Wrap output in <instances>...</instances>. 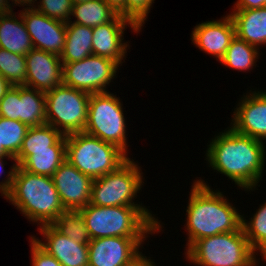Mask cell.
<instances>
[{"mask_svg": "<svg viewBox=\"0 0 266 266\" xmlns=\"http://www.w3.org/2000/svg\"><path fill=\"white\" fill-rule=\"evenodd\" d=\"M223 131L207 145L208 167L234 181L239 189L256 190L266 164L265 142L237 133L231 127Z\"/></svg>", "mask_w": 266, "mask_h": 266, "instance_id": "cell-1", "label": "cell"}, {"mask_svg": "<svg viewBox=\"0 0 266 266\" xmlns=\"http://www.w3.org/2000/svg\"><path fill=\"white\" fill-rule=\"evenodd\" d=\"M6 177L0 182L1 195L29 222L49 225L65 211L52 177L30 173L17 162Z\"/></svg>", "mask_w": 266, "mask_h": 266, "instance_id": "cell-2", "label": "cell"}, {"mask_svg": "<svg viewBox=\"0 0 266 266\" xmlns=\"http://www.w3.org/2000/svg\"><path fill=\"white\" fill-rule=\"evenodd\" d=\"M186 206L187 250L195 241L237 231L242 215L220 190H213L203 179L194 180Z\"/></svg>", "mask_w": 266, "mask_h": 266, "instance_id": "cell-3", "label": "cell"}, {"mask_svg": "<svg viewBox=\"0 0 266 266\" xmlns=\"http://www.w3.org/2000/svg\"><path fill=\"white\" fill-rule=\"evenodd\" d=\"M80 212L91 239L149 237V234L160 233L163 229V223L146 206L104 207L88 204Z\"/></svg>", "mask_w": 266, "mask_h": 266, "instance_id": "cell-4", "label": "cell"}, {"mask_svg": "<svg viewBox=\"0 0 266 266\" xmlns=\"http://www.w3.org/2000/svg\"><path fill=\"white\" fill-rule=\"evenodd\" d=\"M256 255L242 226L237 231L199 239L185 251L186 260L196 266H257Z\"/></svg>", "mask_w": 266, "mask_h": 266, "instance_id": "cell-5", "label": "cell"}, {"mask_svg": "<svg viewBox=\"0 0 266 266\" xmlns=\"http://www.w3.org/2000/svg\"><path fill=\"white\" fill-rule=\"evenodd\" d=\"M128 158L117 146L84 131L66 135V160L92 179L115 171Z\"/></svg>", "mask_w": 266, "mask_h": 266, "instance_id": "cell-6", "label": "cell"}, {"mask_svg": "<svg viewBox=\"0 0 266 266\" xmlns=\"http://www.w3.org/2000/svg\"><path fill=\"white\" fill-rule=\"evenodd\" d=\"M145 178L139 164L128 158L115 171L93 179L90 203L96 206H144L135 199Z\"/></svg>", "mask_w": 266, "mask_h": 266, "instance_id": "cell-7", "label": "cell"}, {"mask_svg": "<svg viewBox=\"0 0 266 266\" xmlns=\"http://www.w3.org/2000/svg\"><path fill=\"white\" fill-rule=\"evenodd\" d=\"M116 95L111 92L90 95L84 132L117 146L128 156L123 103Z\"/></svg>", "mask_w": 266, "mask_h": 266, "instance_id": "cell-8", "label": "cell"}, {"mask_svg": "<svg viewBox=\"0 0 266 266\" xmlns=\"http://www.w3.org/2000/svg\"><path fill=\"white\" fill-rule=\"evenodd\" d=\"M90 93L61 84L45 93L46 121L63 135L83 132Z\"/></svg>", "mask_w": 266, "mask_h": 266, "instance_id": "cell-9", "label": "cell"}, {"mask_svg": "<svg viewBox=\"0 0 266 266\" xmlns=\"http://www.w3.org/2000/svg\"><path fill=\"white\" fill-rule=\"evenodd\" d=\"M62 84L90 94L109 92L119 67L116 61L91 55L77 62L62 63Z\"/></svg>", "mask_w": 266, "mask_h": 266, "instance_id": "cell-10", "label": "cell"}, {"mask_svg": "<svg viewBox=\"0 0 266 266\" xmlns=\"http://www.w3.org/2000/svg\"><path fill=\"white\" fill-rule=\"evenodd\" d=\"M33 47L60 56L66 42V23L49 18L36 9L20 11Z\"/></svg>", "mask_w": 266, "mask_h": 266, "instance_id": "cell-11", "label": "cell"}, {"mask_svg": "<svg viewBox=\"0 0 266 266\" xmlns=\"http://www.w3.org/2000/svg\"><path fill=\"white\" fill-rule=\"evenodd\" d=\"M243 96L234 109L230 126L237 133L266 143V90H250Z\"/></svg>", "mask_w": 266, "mask_h": 266, "instance_id": "cell-12", "label": "cell"}, {"mask_svg": "<svg viewBox=\"0 0 266 266\" xmlns=\"http://www.w3.org/2000/svg\"><path fill=\"white\" fill-rule=\"evenodd\" d=\"M148 237H106L88 243L89 266H123L140 252Z\"/></svg>", "mask_w": 266, "mask_h": 266, "instance_id": "cell-13", "label": "cell"}, {"mask_svg": "<svg viewBox=\"0 0 266 266\" xmlns=\"http://www.w3.org/2000/svg\"><path fill=\"white\" fill-rule=\"evenodd\" d=\"M127 26L135 33L141 32L131 21L119 14L110 22L93 27V55L114 60L122 66L127 50L130 49L129 43L123 41Z\"/></svg>", "mask_w": 266, "mask_h": 266, "instance_id": "cell-14", "label": "cell"}, {"mask_svg": "<svg viewBox=\"0 0 266 266\" xmlns=\"http://www.w3.org/2000/svg\"><path fill=\"white\" fill-rule=\"evenodd\" d=\"M52 178L65 210H80L90 203L93 179L67 160L54 172Z\"/></svg>", "mask_w": 266, "mask_h": 266, "instance_id": "cell-15", "label": "cell"}, {"mask_svg": "<svg viewBox=\"0 0 266 266\" xmlns=\"http://www.w3.org/2000/svg\"><path fill=\"white\" fill-rule=\"evenodd\" d=\"M43 240L31 237L62 266H89L88 243H79L60 233L52 224L38 228Z\"/></svg>", "mask_w": 266, "mask_h": 266, "instance_id": "cell-16", "label": "cell"}, {"mask_svg": "<svg viewBox=\"0 0 266 266\" xmlns=\"http://www.w3.org/2000/svg\"><path fill=\"white\" fill-rule=\"evenodd\" d=\"M25 57V86L46 93L62 84L63 64L60 56L33 48Z\"/></svg>", "mask_w": 266, "mask_h": 266, "instance_id": "cell-17", "label": "cell"}, {"mask_svg": "<svg viewBox=\"0 0 266 266\" xmlns=\"http://www.w3.org/2000/svg\"><path fill=\"white\" fill-rule=\"evenodd\" d=\"M223 18V19H222ZM219 20L197 24L191 36L192 43L201 51L220 61L236 36L235 27L229 14Z\"/></svg>", "mask_w": 266, "mask_h": 266, "instance_id": "cell-18", "label": "cell"}, {"mask_svg": "<svg viewBox=\"0 0 266 266\" xmlns=\"http://www.w3.org/2000/svg\"><path fill=\"white\" fill-rule=\"evenodd\" d=\"M232 11L236 37L258 49L266 46V7Z\"/></svg>", "mask_w": 266, "mask_h": 266, "instance_id": "cell-19", "label": "cell"}, {"mask_svg": "<svg viewBox=\"0 0 266 266\" xmlns=\"http://www.w3.org/2000/svg\"><path fill=\"white\" fill-rule=\"evenodd\" d=\"M0 48L20 55L34 48L20 13L18 17L13 11L0 14Z\"/></svg>", "mask_w": 266, "mask_h": 266, "instance_id": "cell-20", "label": "cell"}, {"mask_svg": "<svg viewBox=\"0 0 266 266\" xmlns=\"http://www.w3.org/2000/svg\"><path fill=\"white\" fill-rule=\"evenodd\" d=\"M65 160L66 135L51 146V149L31 150V155L19 166L30 173L52 177Z\"/></svg>", "mask_w": 266, "mask_h": 266, "instance_id": "cell-21", "label": "cell"}, {"mask_svg": "<svg viewBox=\"0 0 266 266\" xmlns=\"http://www.w3.org/2000/svg\"><path fill=\"white\" fill-rule=\"evenodd\" d=\"M93 27L66 23V42L60 55L62 63H72L93 55Z\"/></svg>", "mask_w": 266, "mask_h": 266, "instance_id": "cell-22", "label": "cell"}, {"mask_svg": "<svg viewBox=\"0 0 266 266\" xmlns=\"http://www.w3.org/2000/svg\"><path fill=\"white\" fill-rule=\"evenodd\" d=\"M19 121L29 127L47 124L44 92L20 86Z\"/></svg>", "mask_w": 266, "mask_h": 266, "instance_id": "cell-23", "label": "cell"}, {"mask_svg": "<svg viewBox=\"0 0 266 266\" xmlns=\"http://www.w3.org/2000/svg\"><path fill=\"white\" fill-rule=\"evenodd\" d=\"M118 13L104 0H87L74 4L69 22L83 26L96 27L110 22Z\"/></svg>", "mask_w": 266, "mask_h": 266, "instance_id": "cell-24", "label": "cell"}, {"mask_svg": "<svg viewBox=\"0 0 266 266\" xmlns=\"http://www.w3.org/2000/svg\"><path fill=\"white\" fill-rule=\"evenodd\" d=\"M64 135L49 124L30 127L22 147L15 157L16 162L20 165L29 155L31 150L51 149Z\"/></svg>", "mask_w": 266, "mask_h": 266, "instance_id": "cell-25", "label": "cell"}, {"mask_svg": "<svg viewBox=\"0 0 266 266\" xmlns=\"http://www.w3.org/2000/svg\"><path fill=\"white\" fill-rule=\"evenodd\" d=\"M258 50L260 51L257 47L235 36L224 57L219 62L241 72L253 70L260 56Z\"/></svg>", "mask_w": 266, "mask_h": 266, "instance_id": "cell-26", "label": "cell"}, {"mask_svg": "<svg viewBox=\"0 0 266 266\" xmlns=\"http://www.w3.org/2000/svg\"><path fill=\"white\" fill-rule=\"evenodd\" d=\"M29 128L20 121L0 116V156L16 157Z\"/></svg>", "mask_w": 266, "mask_h": 266, "instance_id": "cell-27", "label": "cell"}, {"mask_svg": "<svg viewBox=\"0 0 266 266\" xmlns=\"http://www.w3.org/2000/svg\"><path fill=\"white\" fill-rule=\"evenodd\" d=\"M248 221L242 214V229L252 249L266 261V202L262 204Z\"/></svg>", "mask_w": 266, "mask_h": 266, "instance_id": "cell-28", "label": "cell"}, {"mask_svg": "<svg viewBox=\"0 0 266 266\" xmlns=\"http://www.w3.org/2000/svg\"><path fill=\"white\" fill-rule=\"evenodd\" d=\"M63 235L79 243H89L91 238L80 210H65L52 223Z\"/></svg>", "mask_w": 266, "mask_h": 266, "instance_id": "cell-29", "label": "cell"}, {"mask_svg": "<svg viewBox=\"0 0 266 266\" xmlns=\"http://www.w3.org/2000/svg\"><path fill=\"white\" fill-rule=\"evenodd\" d=\"M0 75L12 86H25L27 76L25 55L0 48Z\"/></svg>", "mask_w": 266, "mask_h": 266, "instance_id": "cell-30", "label": "cell"}, {"mask_svg": "<svg viewBox=\"0 0 266 266\" xmlns=\"http://www.w3.org/2000/svg\"><path fill=\"white\" fill-rule=\"evenodd\" d=\"M34 9L48 16L67 23L70 21L73 3L71 0H39Z\"/></svg>", "mask_w": 266, "mask_h": 266, "instance_id": "cell-31", "label": "cell"}, {"mask_svg": "<svg viewBox=\"0 0 266 266\" xmlns=\"http://www.w3.org/2000/svg\"><path fill=\"white\" fill-rule=\"evenodd\" d=\"M155 0H125L124 18L131 21L140 31L144 26Z\"/></svg>", "mask_w": 266, "mask_h": 266, "instance_id": "cell-32", "label": "cell"}, {"mask_svg": "<svg viewBox=\"0 0 266 266\" xmlns=\"http://www.w3.org/2000/svg\"><path fill=\"white\" fill-rule=\"evenodd\" d=\"M20 86H12L0 101V116L19 121Z\"/></svg>", "mask_w": 266, "mask_h": 266, "instance_id": "cell-33", "label": "cell"}, {"mask_svg": "<svg viewBox=\"0 0 266 266\" xmlns=\"http://www.w3.org/2000/svg\"><path fill=\"white\" fill-rule=\"evenodd\" d=\"M29 238L32 266H62L52 255L43 250L32 237Z\"/></svg>", "mask_w": 266, "mask_h": 266, "instance_id": "cell-34", "label": "cell"}, {"mask_svg": "<svg viewBox=\"0 0 266 266\" xmlns=\"http://www.w3.org/2000/svg\"><path fill=\"white\" fill-rule=\"evenodd\" d=\"M266 7V0H237L232 10H246Z\"/></svg>", "mask_w": 266, "mask_h": 266, "instance_id": "cell-35", "label": "cell"}, {"mask_svg": "<svg viewBox=\"0 0 266 266\" xmlns=\"http://www.w3.org/2000/svg\"><path fill=\"white\" fill-rule=\"evenodd\" d=\"M140 251L137 255H135L131 260H129L123 266H156V263L151 260L150 257L144 256ZM150 258V259H149Z\"/></svg>", "mask_w": 266, "mask_h": 266, "instance_id": "cell-36", "label": "cell"}, {"mask_svg": "<svg viewBox=\"0 0 266 266\" xmlns=\"http://www.w3.org/2000/svg\"><path fill=\"white\" fill-rule=\"evenodd\" d=\"M109 4L121 17H124V2L125 0H104Z\"/></svg>", "mask_w": 266, "mask_h": 266, "instance_id": "cell-37", "label": "cell"}, {"mask_svg": "<svg viewBox=\"0 0 266 266\" xmlns=\"http://www.w3.org/2000/svg\"><path fill=\"white\" fill-rule=\"evenodd\" d=\"M11 1V3H10ZM37 3V0H9V4H10V7H14V6H27V7H24L23 9H33L34 8V4L36 5ZM13 2V3H12Z\"/></svg>", "mask_w": 266, "mask_h": 266, "instance_id": "cell-38", "label": "cell"}, {"mask_svg": "<svg viewBox=\"0 0 266 266\" xmlns=\"http://www.w3.org/2000/svg\"><path fill=\"white\" fill-rule=\"evenodd\" d=\"M11 88L12 85L0 75V101Z\"/></svg>", "mask_w": 266, "mask_h": 266, "instance_id": "cell-39", "label": "cell"}, {"mask_svg": "<svg viewBox=\"0 0 266 266\" xmlns=\"http://www.w3.org/2000/svg\"><path fill=\"white\" fill-rule=\"evenodd\" d=\"M12 9L9 4V0H0V14L12 12Z\"/></svg>", "mask_w": 266, "mask_h": 266, "instance_id": "cell-40", "label": "cell"}, {"mask_svg": "<svg viewBox=\"0 0 266 266\" xmlns=\"http://www.w3.org/2000/svg\"><path fill=\"white\" fill-rule=\"evenodd\" d=\"M4 158L5 159L8 158V160H11V161L13 160L14 162H16V159H15L14 156H0V176L2 175L3 172L7 173V172L4 171V165L6 163Z\"/></svg>", "mask_w": 266, "mask_h": 266, "instance_id": "cell-41", "label": "cell"}, {"mask_svg": "<svg viewBox=\"0 0 266 266\" xmlns=\"http://www.w3.org/2000/svg\"><path fill=\"white\" fill-rule=\"evenodd\" d=\"M71 1H72L73 5H74V4L83 3V2H85L87 0H71Z\"/></svg>", "mask_w": 266, "mask_h": 266, "instance_id": "cell-42", "label": "cell"}]
</instances>
